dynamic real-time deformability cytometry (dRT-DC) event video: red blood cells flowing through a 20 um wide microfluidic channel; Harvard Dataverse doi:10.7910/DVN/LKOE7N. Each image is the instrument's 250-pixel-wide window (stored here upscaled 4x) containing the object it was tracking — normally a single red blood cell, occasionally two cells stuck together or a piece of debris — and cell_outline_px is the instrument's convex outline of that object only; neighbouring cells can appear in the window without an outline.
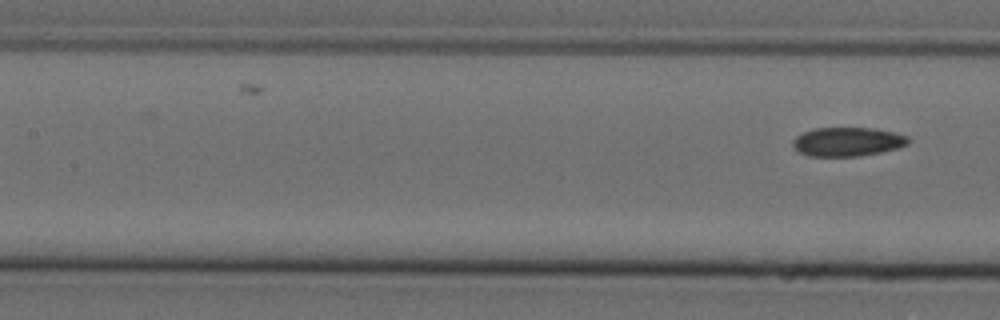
{"species": "Egyptian fruit bat (a non-hibernating species)", "species_latin": "Rousettus aegyptiacus", "temperature_condition": "cold", "stored_images_in_passage": 8, "segment_of_instrument_passage": [2, 2], "camera_frame_rate_fps": 3000, "um_per_image_px": 0.085, "animal": {"sex": "female"}, "frame": {"image": 1, "passage_image": 8, "time_ms": 2.333, "image_size_px": [1000, 320], "cell_outline_px": [[912, 140], [908, 144], [900, 148], [860, 156], [808, 156], [796, 152], [792, 144], [792, 140], [796, 136], [804, 132], [816, 128], [876, 128], [908, 136]], "centroid_in_image_um": [72.04, 12.05], "position_along_channel_um": 135.4, "area_um2": 19.71}}